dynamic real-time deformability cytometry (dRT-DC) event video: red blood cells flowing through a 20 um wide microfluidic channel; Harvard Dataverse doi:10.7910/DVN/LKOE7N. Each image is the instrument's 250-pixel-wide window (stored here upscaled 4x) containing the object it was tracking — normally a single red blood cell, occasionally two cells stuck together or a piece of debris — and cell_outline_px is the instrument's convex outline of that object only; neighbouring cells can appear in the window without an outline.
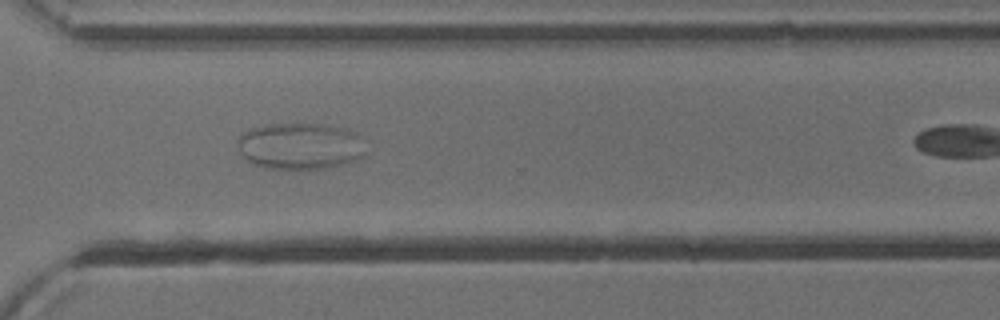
{"species": "common noctule bat (a hibernating species)", "species_latin": "Nyctalus noctula", "temperature_condition": "cold", "stored_images_in_passage": 30, "segment_of_instrument_passage": [3, 3], "camera_frame_rate_fps": 3000, "um_per_image_px": 0.085, "animal": {"sex": "male", "body_mass_g": 13.3}, "frame": {"image": 1, "passage_image": 25, "time_ms": 8.0, "image_size_px": [1000, 320], "cell_outline_px": [[364, 156], [352, 160], [324, 168], [264, 168], [252, 164], [240, 152], [236, 140], [244, 132], [252, 128], [264, 124], [324, 124], [356, 132]], "centroid_in_image_um": [25.41, 12.4], "position_along_channel_um": 345.2, "area_um2": 34.04}}